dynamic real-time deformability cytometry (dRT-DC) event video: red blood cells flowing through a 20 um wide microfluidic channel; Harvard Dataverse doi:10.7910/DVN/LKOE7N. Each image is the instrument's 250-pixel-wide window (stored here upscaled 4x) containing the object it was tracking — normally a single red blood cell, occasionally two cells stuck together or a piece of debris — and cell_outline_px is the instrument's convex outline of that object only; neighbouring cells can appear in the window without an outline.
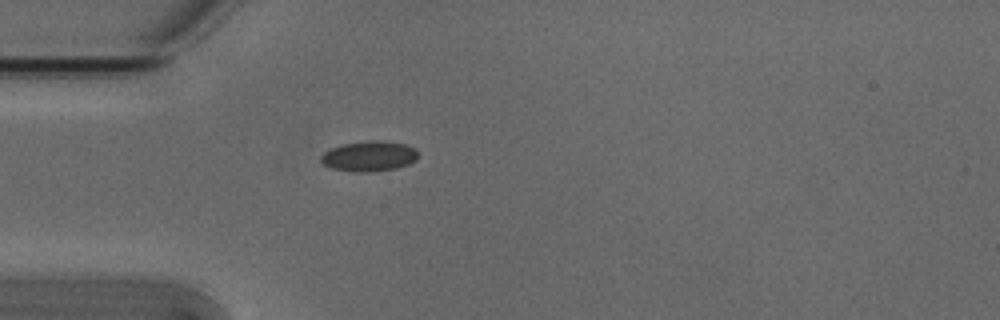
{"species": "Egyptian fruit bat (a non-hibernating species)", "species_latin": "Rousettus aegyptiacus", "temperature_condition": "cold", "stored_images_in_passage": 4, "camera_frame_rate_fps": 3000, "um_per_image_px": 0.085, "animal": {"sex": "male"}, "frame": {"image": 1, "passage_image": 4, "time_ms": 1.0, "image_size_px": [1000, 320], "cell_outline_px": [[416, 160], [408, 164], [396, 168], [368, 172], [352, 172], [332, 168], [324, 164], [320, 160], [320, 156], [324, 152], [332, 148], [344, 144], [372, 140], [380, 140], [404, 144], [416, 148]], "centroid_in_image_um": [31.36, 13.28], "position_along_channel_um": 53.6, "area_um2": 16.99}}